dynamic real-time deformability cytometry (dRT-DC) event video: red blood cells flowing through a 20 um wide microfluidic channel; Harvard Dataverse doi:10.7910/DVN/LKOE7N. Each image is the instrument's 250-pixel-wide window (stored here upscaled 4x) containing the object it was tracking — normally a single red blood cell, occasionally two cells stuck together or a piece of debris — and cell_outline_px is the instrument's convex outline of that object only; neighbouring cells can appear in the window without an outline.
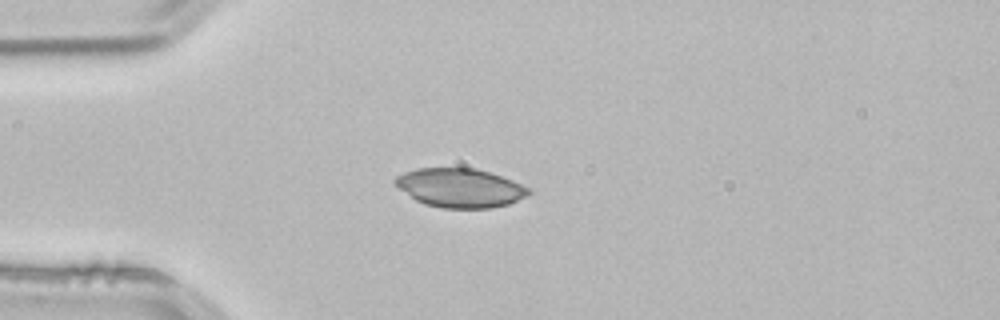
{"species": "common noctule bat (a hibernating species)", "species_latin": "Nyctalus noctula", "temperature_condition": "room temperature", "stored_images_in_passage": 40, "camera_frame_rate_fps": 3000, "um_per_image_px": 0.085, "animal": {"sex": "male", "body_mass_g": 21.5, "forearm_length_mm": 52.0}, "frame": {"image": 1, "passage_image": 1, "time_ms": 0.0, "image_size_px": [1000, 320], "cell_outline_px": [[532, 192], [508, 204], [492, 208], [444, 208], [424, 204], [416, 200], [400, 188], [392, 180], [396, 176], [404, 172], [416, 168], [476, 168], [512, 180], [528, 188]], "centroid_in_image_um": [39.07, 15.96], "position_along_channel_um": 45.9, "area_um2": 30.0}}
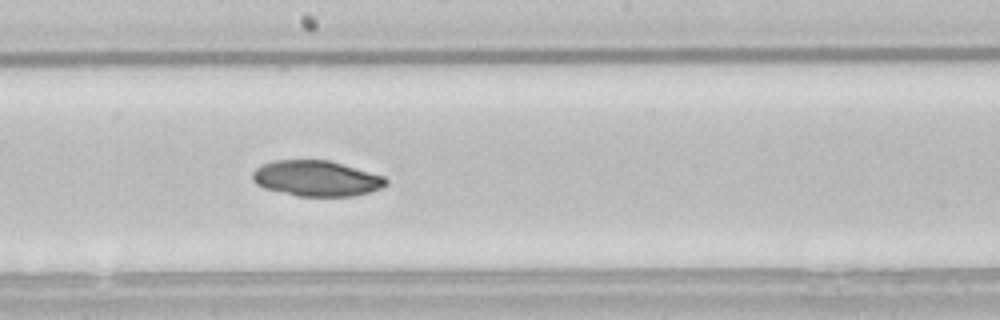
{"frame": {"image": 2, "passage_image": 16, "time_ms": 5.0, "image_size_px": [1000, 320], "cell_outline_px": [[388, 184], [380, 188], [368, 192], [352, 196], [296, 196], [264, 188], [256, 184], [252, 180], [252, 172], [260, 164], [272, 160], [328, 160], [384, 176], [388, 180]], "centroid_in_image_um": [26.85, 15.16], "position_along_channel_um": 221.3, "area_um2": 27.74}}
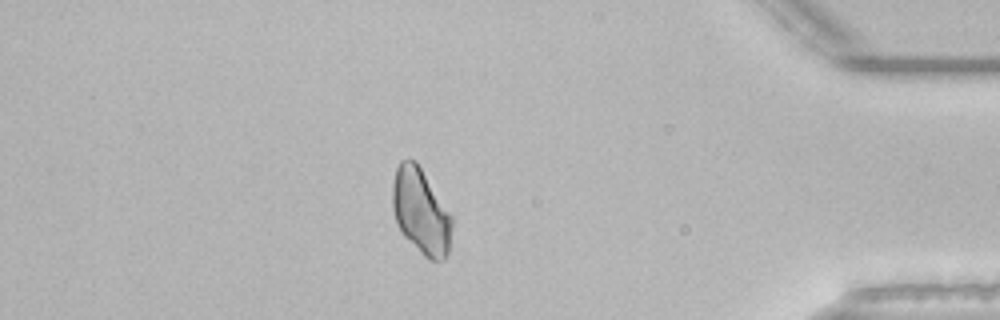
{"frame": {"image": 3, "passage_image": 33, "time_ms": 10.667, "image_size_px": [1000, 320], "cell_outline_px": [[452, 224], [448, 252], [444, 260], [428, 260], [400, 232], [396, 224], [392, 208], [392, 184], [396, 168], [400, 160], [416, 160], [452, 216]], "centroid_in_image_um": [35.75, 17.97], "position_along_channel_um": 399.5, "area_um2": 29.71}}